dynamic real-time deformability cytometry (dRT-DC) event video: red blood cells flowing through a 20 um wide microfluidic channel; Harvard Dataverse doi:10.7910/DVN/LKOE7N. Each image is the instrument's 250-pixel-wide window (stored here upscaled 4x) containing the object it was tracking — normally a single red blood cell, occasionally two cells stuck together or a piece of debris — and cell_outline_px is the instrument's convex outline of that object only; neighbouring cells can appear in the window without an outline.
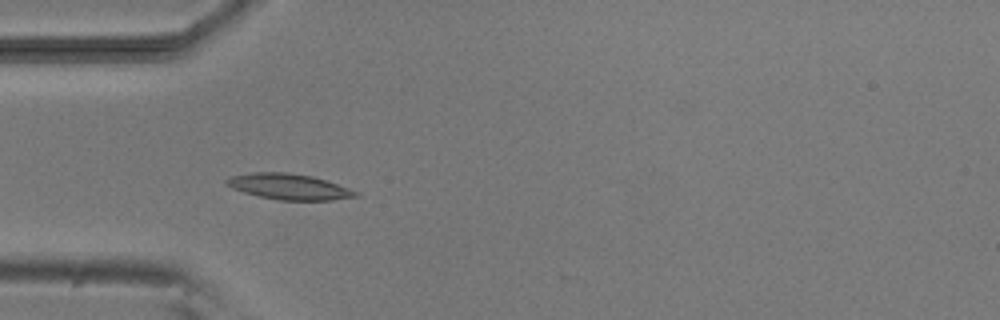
{"species": "common noctule bat (a hibernating species)", "species_latin": "Nyctalus noctula", "temperature_condition": "room temperature", "stored_images_in_passage": 5, "camera_frame_rate_fps": 3000, "um_per_image_px": 0.085, "animal": {"sex": "male", "body_mass_g": 20.5, "forearm_length_mm": 52.5}, "frame": {"image": 1, "passage_image": 4, "time_ms": 3.333, "image_size_px": [1000, 320], "cell_outline_px": [[360, 196], [332, 200], [280, 200], [260, 196], [244, 192], [232, 188], [224, 184], [224, 180], [232, 176], [256, 172], [288, 172], [312, 176], [360, 192]], "centroid_in_image_um": [24.56, 15.86], "position_along_channel_um": 60.4, "area_um2": 19.25}}
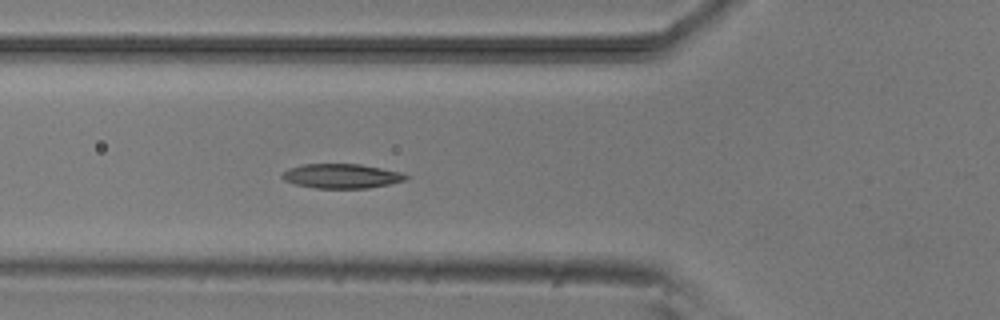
{"frame": {"image": 2, "passage_image": 5, "time_ms": 4.333, "image_size_px": [1000, 320], "cell_outline_px": [[412, 176], [408, 180], [368, 188], [316, 188], [296, 184], [284, 180], [280, 176], [288, 168], [304, 164], [360, 164], [400, 172]], "centroid_in_image_um": [29.06, 14.96], "position_along_channel_um": 96.7, "area_um2": 17.63}}